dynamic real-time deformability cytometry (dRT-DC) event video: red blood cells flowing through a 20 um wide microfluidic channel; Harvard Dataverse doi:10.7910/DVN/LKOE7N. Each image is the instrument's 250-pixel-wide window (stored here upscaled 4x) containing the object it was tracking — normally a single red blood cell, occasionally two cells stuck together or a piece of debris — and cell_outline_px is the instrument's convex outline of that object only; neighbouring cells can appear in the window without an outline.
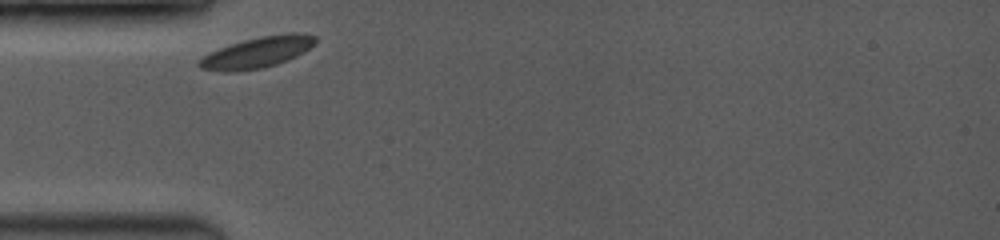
{"species": "common noctule bat (a hibernating species)", "species_latin": "Nyctalus noctula", "temperature_condition": "room temperature", "stored_images_in_passage": 33, "camera_frame_rate_fps": 3500, "um_per_image_px": 0.085, "animal": {"sex": "female", "body_mass_g": 19.0, "forearm_length_mm": 53.3}, "frame": {"image": 1, "passage_image": 1, "time_ms": 0.0, "image_size_px": [1000, 240], "cell_outline_px": [[316, 44], [304, 52], [288, 60], [264, 68], [236, 72], [220, 72], [200, 68], [196, 64], [196, 60], [208, 52], [244, 40], [260, 36], [292, 32], [300, 32], [316, 36]], "centroid_in_image_um": [21.85, 4.46], "position_along_channel_um": 63.2, "area_um2": 21.39}}
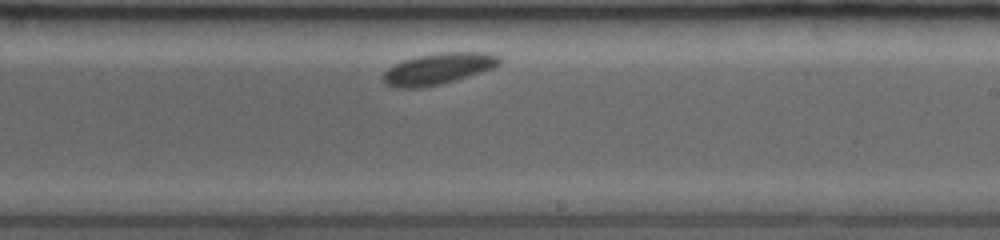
{"frame": {"image": 2, "passage_image": 19, "time_ms": 5.143, "image_size_px": [1000, 240], "cell_outline_px": [[500, 64], [492, 68], [468, 76], [440, 84], [420, 88], [396, 88], [384, 84], [380, 80], [380, 76], [388, 68], [404, 60], [416, 56], [444, 52], [484, 52], [500, 56]], "centroid_in_image_um": [37.18, 5.85], "position_along_channel_um": 251.8, "area_um2": 21.21}}
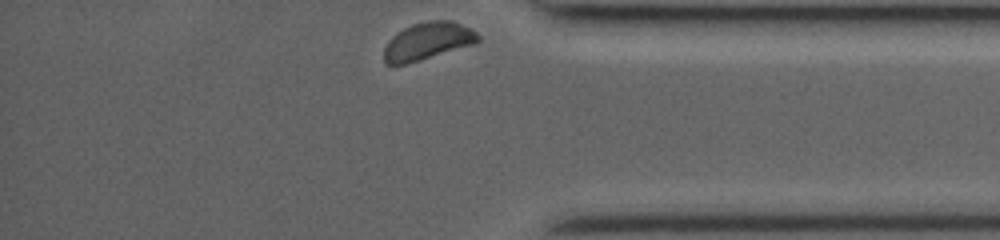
{"frame": {"image": 3, "passage_image": 33, "time_ms": 9.143, "image_size_px": [1000, 240], "cell_outline_px": [[480, 40], [476, 44], [420, 60], [404, 64], [384, 64], [384, 48], [388, 40], [396, 32], [412, 24], [428, 20], [452, 20], [472, 28], [480, 36]], "centroid_in_image_um": [36.38, 3.48], "position_along_channel_um": 398.8, "area_um2": 20.75}}